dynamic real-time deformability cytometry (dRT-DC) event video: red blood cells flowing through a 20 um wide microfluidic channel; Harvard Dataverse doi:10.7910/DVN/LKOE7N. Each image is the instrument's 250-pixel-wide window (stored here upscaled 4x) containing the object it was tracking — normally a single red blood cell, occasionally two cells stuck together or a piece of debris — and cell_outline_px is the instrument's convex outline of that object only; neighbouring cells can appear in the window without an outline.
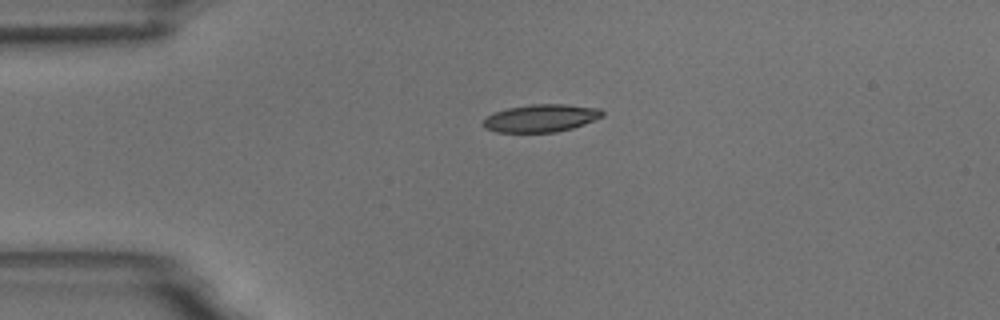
{"species": "common noctule bat (a hibernating species)", "species_latin": "Nyctalus noctula", "temperature_condition": "room temperature", "stored_images_in_passage": 37, "camera_frame_rate_fps": 3000, "um_per_image_px": 0.085, "animal": {"sex": "male", "body_mass_g": 18.8}, "frame": {"image": 1, "passage_image": 1, "time_ms": 0.0, "image_size_px": [1000, 320], "cell_outline_px": [[604, 116], [584, 124], [572, 128], [556, 132], [496, 132], [484, 128], [484, 120], [492, 112], [508, 108], [532, 104], [564, 104], [600, 108], [604, 112]], "centroid_in_image_um": [46.0, 10.04], "position_along_channel_um": 39.0, "area_um2": 19.19}}
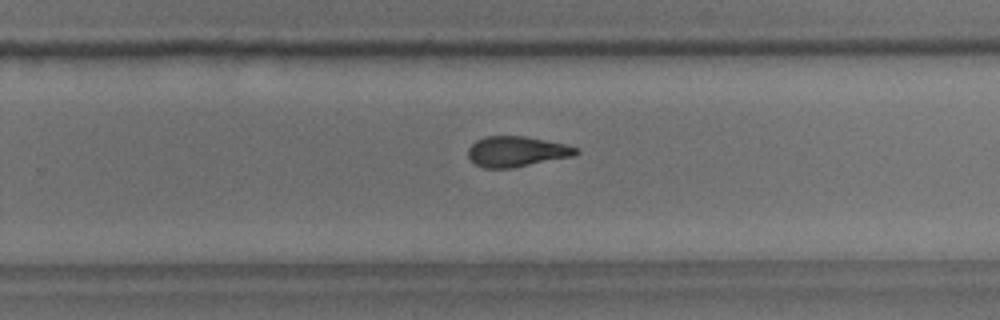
{"frame": {"image": 2, "passage_image": 23, "time_ms": 7.333, "image_size_px": [1000, 320], "cell_outline_px": [[580, 152], [572, 156], [512, 168], [484, 168], [476, 164], [468, 156], [468, 148], [476, 140], [484, 136], [524, 136], [564, 144], [580, 148]], "centroid_in_image_um": [43.9, 12.87], "position_along_channel_um": 285.9, "area_um2": 19.02}}
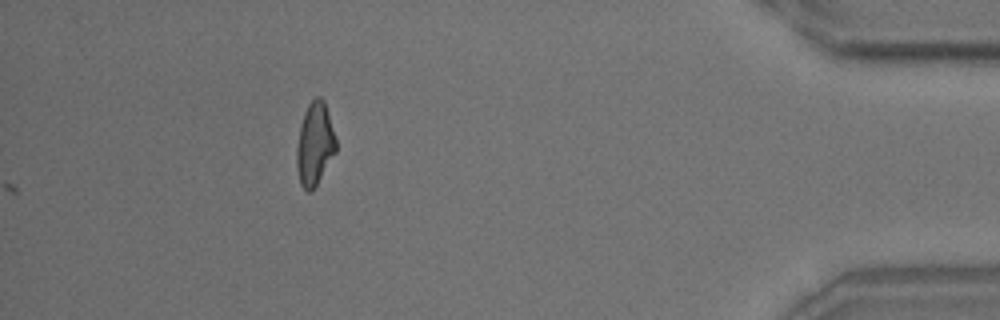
{"frame": {"image": 3, "passage_image": 37, "time_ms": 12.0, "image_size_px": [1000, 320], "cell_outline_px": [[336, 152], [312, 192], [308, 192], [300, 184], [296, 168], [296, 148], [300, 124], [304, 112], [308, 104], [316, 96], [320, 96], [324, 100], [336, 140]], "centroid_in_image_um": [26.73, 12.25], "position_along_channel_um": 408.5, "area_um2": 19.07}, "authors_computed_cell_mechanics": {"area_um2": 19.2474, "velocity_mm_per_s": 3.7581, "shape_relaxation_time_tau1_ms": 6.3666, "shape_relaxation_time_tau2_ms": 1.9895, "deformation_change_tau1": 0.1881, "deformation_change_tau2": 0.0969}}